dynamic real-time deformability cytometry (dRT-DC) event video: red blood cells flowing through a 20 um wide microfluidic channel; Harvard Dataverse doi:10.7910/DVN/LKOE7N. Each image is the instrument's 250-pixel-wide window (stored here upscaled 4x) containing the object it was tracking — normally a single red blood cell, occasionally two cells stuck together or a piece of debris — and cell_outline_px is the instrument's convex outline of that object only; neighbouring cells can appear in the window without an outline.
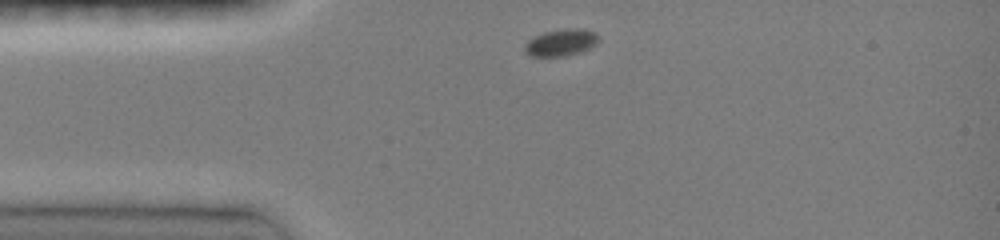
{"species": "common noctule bat (a hibernating species)", "species_latin": "Nyctalus noctula", "temperature_condition": "room temperature", "stored_images_in_passage": 41, "camera_frame_rate_fps": 3000, "um_per_image_px": 0.085, "animal": {"sex": "female", "body_mass_g": 19.0, "forearm_length_mm": 51.5}, "frame": {"image": 1, "passage_image": 1, "time_ms": 0.0, "image_size_px": [1000, 240], "cell_outline_px": [[596, 40], [588, 48], [580, 52], [568, 56], [532, 56], [524, 52], [524, 44], [528, 40], [544, 32], [564, 28], [584, 28], [596, 32]], "centroid_in_image_um": [47.63, 3.61], "position_along_channel_um": 37.4, "area_um2": 11.44}}
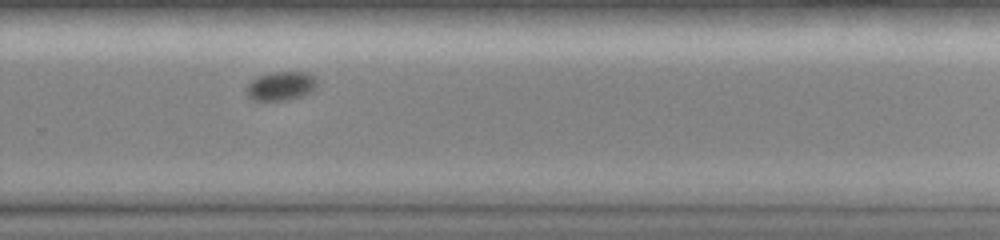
{"frame": {"image": 2, "passage_image": 28, "time_ms": 7.333, "image_size_px": [1000, 240], "cell_outline_px": [[316, 84], [308, 92], [300, 96], [284, 100], [252, 100], [244, 92], [248, 84], [252, 80], [260, 76], [272, 72], [312, 72], [316, 80]], "centroid_in_image_um": [23.84, 7.29], "position_along_channel_um": 306.0, "area_um2": 11.68}}
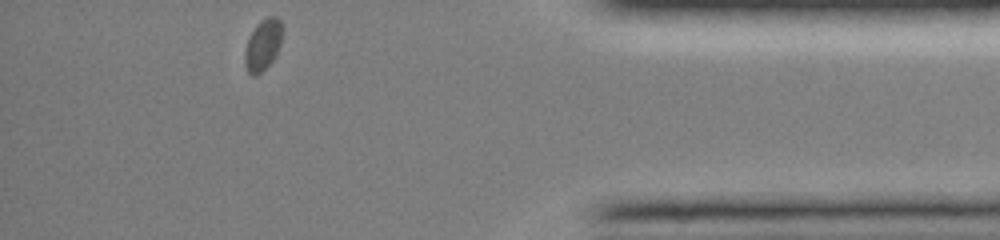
{"frame": {"image": 3, "passage_image": 40, "time_ms": 10.667, "image_size_px": [1000, 240], "cell_outline_px": [[280, 44], [276, 56], [260, 72], [252, 76], [248, 72], [244, 64], [244, 52], [248, 40], [256, 24], [260, 20], [268, 16], [276, 16], [280, 20]], "centroid_in_image_um": [22.31, 3.81], "position_along_channel_um": 412.9, "area_um2": 10.92}, "authors_computed_cell_mechanics": {"area_um2": 11.7912, "velocity_mm_per_s": 3.973, "shape_relaxation_time_tau1_ms": 1.4318, "shape_relaxation_time_tau2_ms": null, "deformation_change_tau1": 0.0782, "deformation_change_tau2": null}}